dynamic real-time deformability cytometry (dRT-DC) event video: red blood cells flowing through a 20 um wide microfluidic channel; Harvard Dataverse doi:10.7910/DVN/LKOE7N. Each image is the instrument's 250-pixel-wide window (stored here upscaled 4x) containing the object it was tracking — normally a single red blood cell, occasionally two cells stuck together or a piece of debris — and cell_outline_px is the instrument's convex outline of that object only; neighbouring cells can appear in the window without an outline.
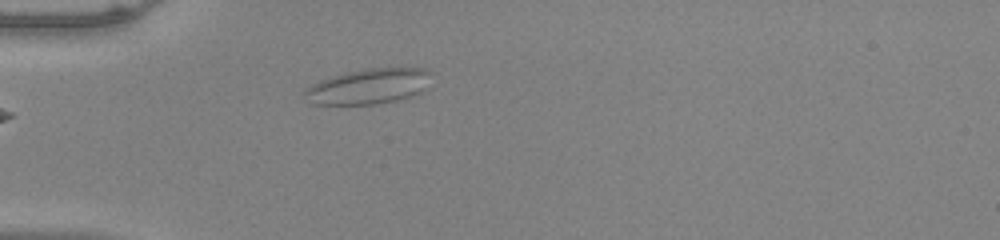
{"species": "common noctule bat (a hibernating species)", "species_latin": "Nyctalus noctula", "temperature_condition": "warm", "stored_images_in_passage": 39, "camera_frame_rate_fps": 3000, "um_per_image_px": 0.085, "animal": {"sex": "male", "body_mass_g": 20.0, "forearm_length_mm": 53.3}, "frame": {"image": 1, "passage_image": 2, "time_ms": 0.333, "image_size_px": [1000, 240], "cell_outline_px": [[428, 72], [424, 92], [412, 96], [396, 100], [376, 104], [312, 104], [300, 92], [312, 84], [320, 80], [344, 72], [364, 68], [428, 68]], "centroid_in_image_um": [31.27, 7.34], "position_along_channel_um": 53.7, "area_um2": 26.07}}
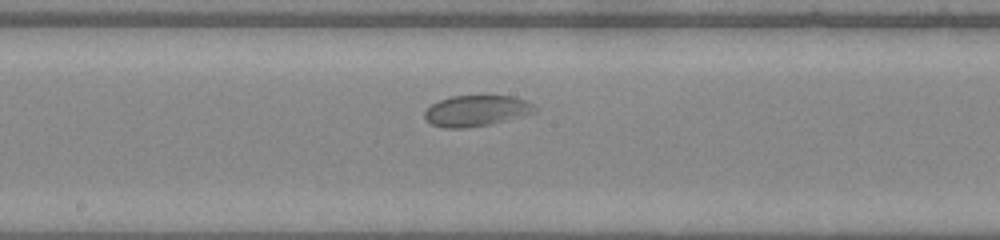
{"frame": {"image": 2, "passage_image": 15, "time_ms": 4.667, "image_size_px": [1000, 240], "cell_outline_px": [[536, 112], [488, 124], [464, 128], [444, 128], [432, 124], [424, 116], [424, 112], [432, 104], [440, 100], [452, 96], [516, 96], [532, 104], [536, 108]], "centroid_in_image_um": [40.47, 9.41], "position_along_channel_um": 207.7, "area_um2": 19.48}}
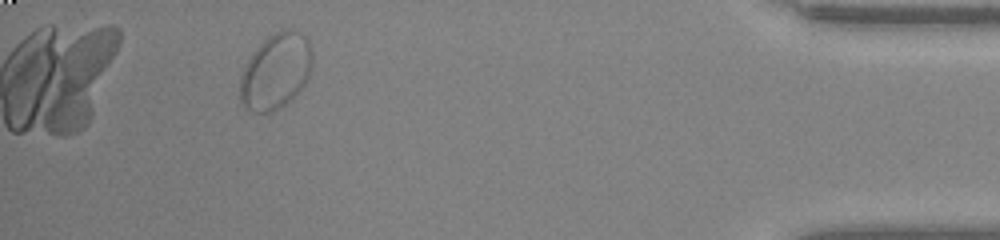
{"frame": {"image": 3, "passage_image": 35, "time_ms": 11.333, "image_size_px": [1000, 240], "cell_outline_px": [[312, 68], [308, 80], [280, 108], [272, 112], [248, 112], [240, 104], [240, 76], [252, 52], [268, 36], [280, 28], [288, 28], [300, 32], [308, 40], [312, 52]], "centroid_in_image_um": [23.42, 6.05], "position_along_channel_um": 411.8, "area_um2": 32.14}}